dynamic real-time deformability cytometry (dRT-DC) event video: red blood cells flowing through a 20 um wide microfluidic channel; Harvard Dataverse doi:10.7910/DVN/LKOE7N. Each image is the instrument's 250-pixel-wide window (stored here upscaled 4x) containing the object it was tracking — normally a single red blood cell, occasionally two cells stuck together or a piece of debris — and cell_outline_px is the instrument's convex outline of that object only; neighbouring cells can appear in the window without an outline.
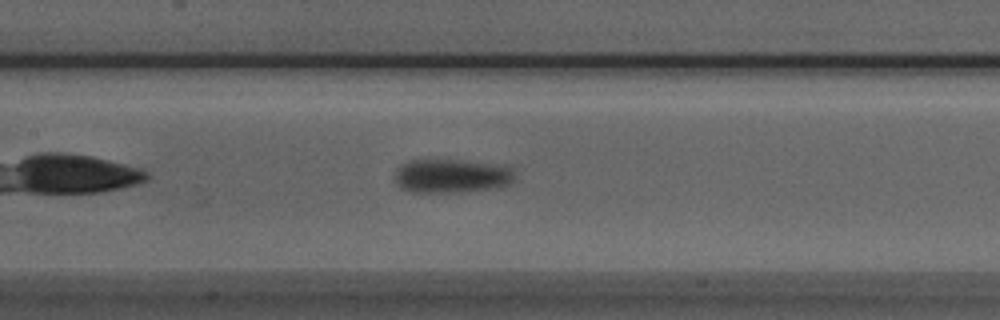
{"species": "Egyptian fruit bat (a non-hibernating species)", "species_latin": "Rousettus aegyptiacus", "temperature_condition": "room temperature", "stored_images_in_passage": 39, "camera_frame_rate_fps": 3000, "um_per_image_px": 0.085, "animal": {"sex": "male"}, "frame": {"image": 1, "passage_image": 11, "time_ms": 3.333, "image_size_px": [1000, 320], "cell_outline_px": [[516, 180], [504, 188], [460, 192], [412, 192], [400, 188], [396, 184], [392, 176], [396, 168], [400, 164], [408, 160], [464, 160], [508, 164], [516, 168]], "centroid_in_image_um": [38.48, 14.94], "position_along_channel_um": 168.9, "area_um2": 25.03}}
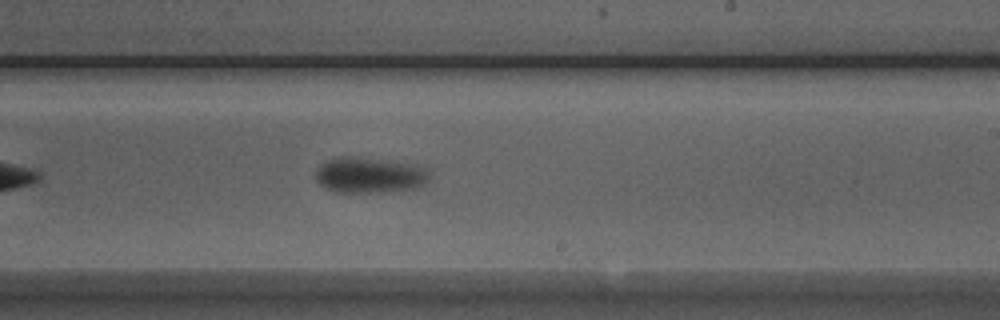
{"frame": {"image": 2, "passage_image": 18, "time_ms": 5.667, "image_size_px": [1000, 320], "cell_outline_px": [[432, 172], [428, 180], [424, 184], [416, 188], [380, 192], [332, 192], [324, 188], [316, 180], [316, 168], [324, 160], [332, 156], [348, 156], [392, 160], [420, 164], [428, 168]], "centroid_in_image_um": [31.42, 14.85], "position_along_channel_um": 257.6, "area_um2": 24.57}}
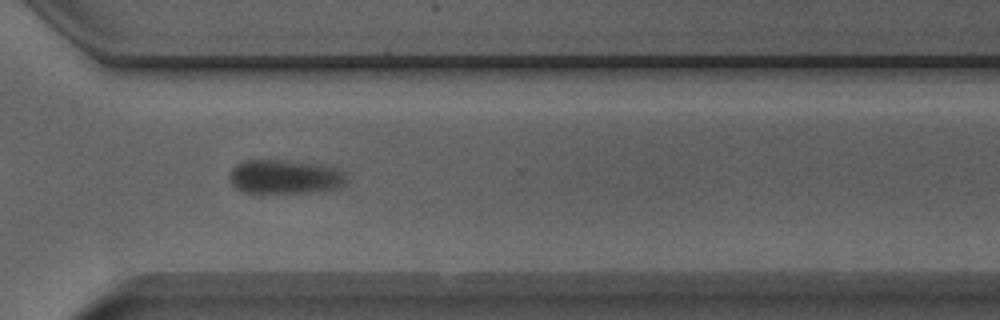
{"frame": {"image": 3, "passage_image": 25, "time_ms": 8.0, "image_size_px": [1000, 320], "cell_outline_px": [[348, 184], [340, 188], [308, 192], [244, 192], [236, 188], [232, 184], [228, 176], [232, 168], [236, 164], [244, 160], [276, 160], [324, 164], [340, 168], [348, 172]], "centroid_in_image_um": [24.32, 15.01], "position_along_channel_um": 346.3, "area_um2": 23.7}, "authors_computed_cell_mechanics": {"area_um2": 23.698, "velocity_mm_per_s": 3.8067, "shape_relaxation_time_tau1_ms": 2.9945, "shape_relaxation_time_tau2_ms": null, "deformation_change_tau1": 0.109, "deformation_change_tau2": null}}